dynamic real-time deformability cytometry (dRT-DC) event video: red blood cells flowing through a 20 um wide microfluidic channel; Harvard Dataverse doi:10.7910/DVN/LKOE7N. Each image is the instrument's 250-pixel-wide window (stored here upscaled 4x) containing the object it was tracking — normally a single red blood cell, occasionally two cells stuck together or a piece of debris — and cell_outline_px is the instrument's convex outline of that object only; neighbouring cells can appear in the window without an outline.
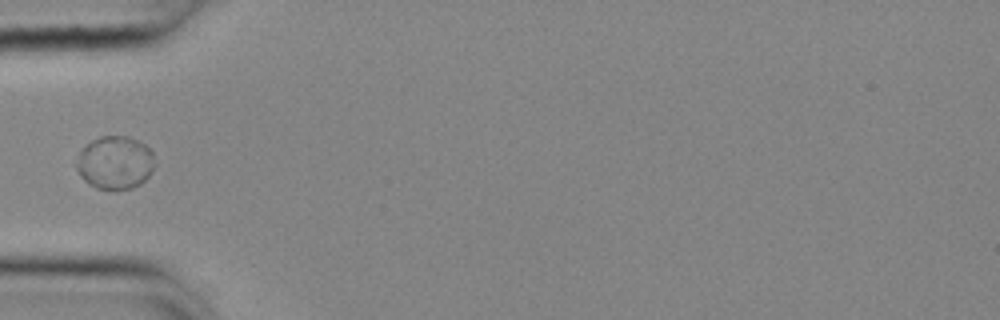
{"species": "common noctule bat (a hibernating species)", "species_latin": "Nyctalus noctula", "temperature_condition": "cold", "stored_images_in_passage": 38, "camera_frame_rate_fps": 3000, "um_per_image_px": 0.085, "animal": {"sex": "female", "body_mass_g": 25.1}, "frame": {"image": 1, "passage_image": 1, "time_ms": 0.0, "image_size_px": [1000, 320], "cell_outline_px": [[152, 168], [148, 176], [140, 184], [132, 188], [112, 192], [96, 188], [88, 184], [80, 176], [76, 168], [76, 164], [80, 152], [92, 140], [100, 136], [128, 136], [144, 144], [152, 152]], "centroid_in_image_um": [9.74, 13.86], "position_along_channel_um": 75.3, "area_um2": 24.22}}
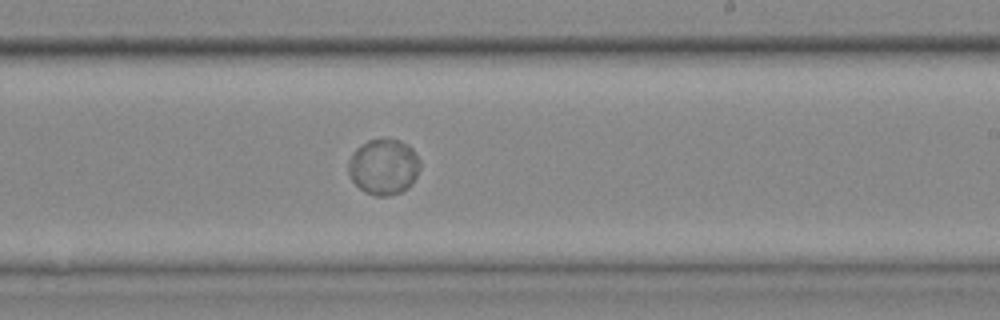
{"frame": {"image": 2, "passage_image": 16, "time_ms": 5.0, "image_size_px": [1000, 320], "cell_outline_px": [[420, 168], [412, 184], [408, 188], [400, 192], [388, 196], [376, 196], [364, 192], [352, 180], [348, 172], [348, 160], [352, 152], [356, 148], [368, 140], [400, 140], [408, 144], [412, 148], [420, 160]], "centroid_in_image_um": [32.61, 14.19], "position_along_channel_um": 256.4, "area_um2": 23.35}}
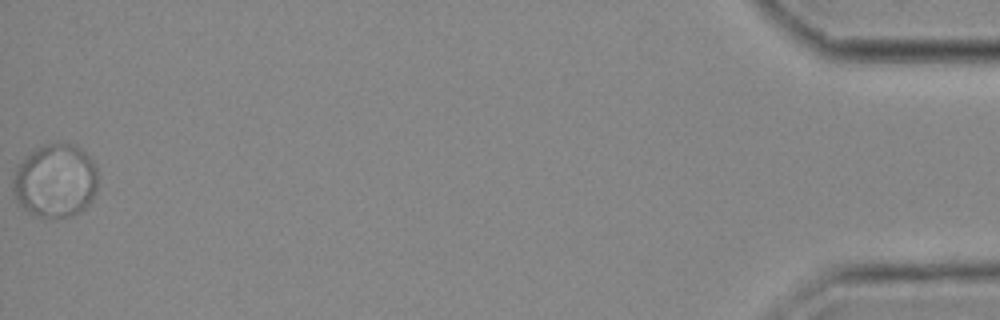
{"frame": {"image": 3, "passage_image": 38, "time_ms": 12.333, "image_size_px": [1000, 320], "cell_outline_px": [[96, 192], [92, 200], [80, 212], [72, 216], [36, 216], [28, 212], [20, 204], [12, 192], [12, 180], [16, 168], [36, 148], [44, 144], [56, 140], [76, 144], [92, 160], [96, 168]], "centroid_in_image_um": [4.7, 15.33], "position_along_channel_um": 430.5, "area_um2": 36.47}}